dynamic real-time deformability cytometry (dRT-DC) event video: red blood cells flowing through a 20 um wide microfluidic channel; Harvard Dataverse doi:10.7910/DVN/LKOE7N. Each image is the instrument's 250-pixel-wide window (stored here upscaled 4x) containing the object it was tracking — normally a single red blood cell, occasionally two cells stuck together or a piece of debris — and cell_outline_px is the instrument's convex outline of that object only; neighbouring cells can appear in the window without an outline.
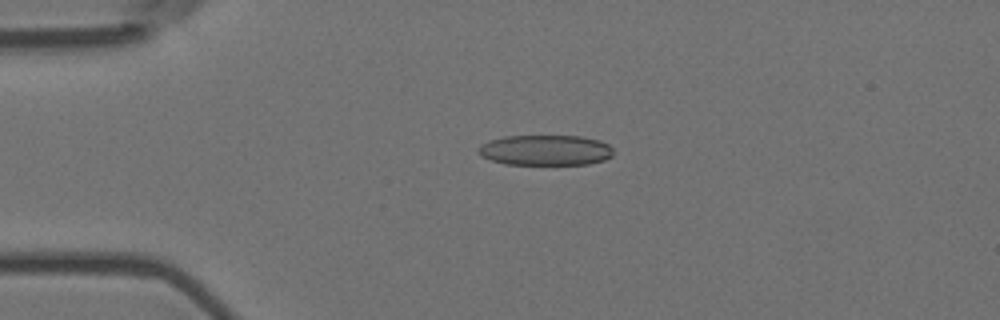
{"species": "Egyptian fruit bat (a non-hibernating species)", "species_latin": "Rousettus aegyptiacus", "temperature_condition": "room temperature", "stored_images_in_passage": 4, "camera_frame_rate_fps": 3000, "um_per_image_px": 0.085, "animal": {"sex": "female"}, "frame": {"image": 1, "passage_image": 4, "time_ms": 1.0, "image_size_px": [1000, 320], "cell_outline_px": [[612, 156], [604, 160], [588, 164], [504, 164], [480, 156], [476, 152], [476, 148], [480, 144], [488, 140], [504, 136], [580, 136], [600, 140], [608, 144], [612, 148]], "centroid_in_image_um": [46.31, 12.76], "position_along_channel_um": 38.7, "area_um2": 24.16}}